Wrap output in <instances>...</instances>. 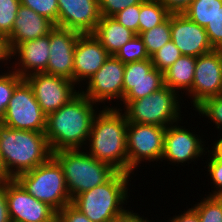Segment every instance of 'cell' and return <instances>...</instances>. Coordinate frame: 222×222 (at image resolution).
<instances>
[{
	"label": "cell",
	"instance_id": "1",
	"mask_svg": "<svg viewBox=\"0 0 222 222\" xmlns=\"http://www.w3.org/2000/svg\"><path fill=\"white\" fill-rule=\"evenodd\" d=\"M99 105L81 91L46 119L45 135L52 153L84 149Z\"/></svg>",
	"mask_w": 222,
	"mask_h": 222
},
{
	"label": "cell",
	"instance_id": "2",
	"mask_svg": "<svg viewBox=\"0 0 222 222\" xmlns=\"http://www.w3.org/2000/svg\"><path fill=\"white\" fill-rule=\"evenodd\" d=\"M127 126V118L121 109L101 108L100 105L84 150L98 161L108 163L117 171L129 174Z\"/></svg>",
	"mask_w": 222,
	"mask_h": 222
},
{
	"label": "cell",
	"instance_id": "3",
	"mask_svg": "<svg viewBox=\"0 0 222 222\" xmlns=\"http://www.w3.org/2000/svg\"><path fill=\"white\" fill-rule=\"evenodd\" d=\"M52 154L45 132L16 130L0 123V165L8 179L47 162Z\"/></svg>",
	"mask_w": 222,
	"mask_h": 222
},
{
	"label": "cell",
	"instance_id": "4",
	"mask_svg": "<svg viewBox=\"0 0 222 222\" xmlns=\"http://www.w3.org/2000/svg\"><path fill=\"white\" fill-rule=\"evenodd\" d=\"M131 175L117 171L107 182L75 196L71 204L91 222H116L131 210L126 206L132 195Z\"/></svg>",
	"mask_w": 222,
	"mask_h": 222
},
{
	"label": "cell",
	"instance_id": "5",
	"mask_svg": "<svg viewBox=\"0 0 222 222\" xmlns=\"http://www.w3.org/2000/svg\"><path fill=\"white\" fill-rule=\"evenodd\" d=\"M52 157L60 164L71 200L107 182L116 172L108 163L98 161L84 149L60 150Z\"/></svg>",
	"mask_w": 222,
	"mask_h": 222
},
{
	"label": "cell",
	"instance_id": "6",
	"mask_svg": "<svg viewBox=\"0 0 222 222\" xmlns=\"http://www.w3.org/2000/svg\"><path fill=\"white\" fill-rule=\"evenodd\" d=\"M180 96L164 85L150 95L131 100L122 111L127 122L168 127L183 119L181 108L186 102Z\"/></svg>",
	"mask_w": 222,
	"mask_h": 222
},
{
	"label": "cell",
	"instance_id": "7",
	"mask_svg": "<svg viewBox=\"0 0 222 222\" xmlns=\"http://www.w3.org/2000/svg\"><path fill=\"white\" fill-rule=\"evenodd\" d=\"M16 180L30 195L47 203L57 213L72 201L62 168L53 157L20 174Z\"/></svg>",
	"mask_w": 222,
	"mask_h": 222
},
{
	"label": "cell",
	"instance_id": "8",
	"mask_svg": "<svg viewBox=\"0 0 222 222\" xmlns=\"http://www.w3.org/2000/svg\"><path fill=\"white\" fill-rule=\"evenodd\" d=\"M166 127L128 122L127 155L129 174L135 175L142 162L162 161Z\"/></svg>",
	"mask_w": 222,
	"mask_h": 222
},
{
	"label": "cell",
	"instance_id": "9",
	"mask_svg": "<svg viewBox=\"0 0 222 222\" xmlns=\"http://www.w3.org/2000/svg\"><path fill=\"white\" fill-rule=\"evenodd\" d=\"M47 116L38 104L32 88L23 79L16 87L1 124L16 130L45 132Z\"/></svg>",
	"mask_w": 222,
	"mask_h": 222
},
{
	"label": "cell",
	"instance_id": "10",
	"mask_svg": "<svg viewBox=\"0 0 222 222\" xmlns=\"http://www.w3.org/2000/svg\"><path fill=\"white\" fill-rule=\"evenodd\" d=\"M124 71L125 64L110 55L103 66L81 86L80 91L92 102L103 105L101 107H115V104H121L123 100ZM112 101L116 103L113 105Z\"/></svg>",
	"mask_w": 222,
	"mask_h": 222
},
{
	"label": "cell",
	"instance_id": "11",
	"mask_svg": "<svg viewBox=\"0 0 222 222\" xmlns=\"http://www.w3.org/2000/svg\"><path fill=\"white\" fill-rule=\"evenodd\" d=\"M183 122L184 121L182 120V122L179 121L166 127L161 162H169L168 164H172V166H175L176 164V166H179V164L185 166L187 162L189 167V163L194 162L195 165V161L200 160L199 158L204 161L203 158L205 157L208 148L206 147V140H204L194 129H189V126L188 128H186L187 126L185 125L181 126L180 124L183 125Z\"/></svg>",
	"mask_w": 222,
	"mask_h": 222
},
{
	"label": "cell",
	"instance_id": "12",
	"mask_svg": "<svg viewBox=\"0 0 222 222\" xmlns=\"http://www.w3.org/2000/svg\"><path fill=\"white\" fill-rule=\"evenodd\" d=\"M25 80L46 116L57 111L80 92L73 81L45 72L32 74Z\"/></svg>",
	"mask_w": 222,
	"mask_h": 222
},
{
	"label": "cell",
	"instance_id": "13",
	"mask_svg": "<svg viewBox=\"0 0 222 222\" xmlns=\"http://www.w3.org/2000/svg\"><path fill=\"white\" fill-rule=\"evenodd\" d=\"M186 95L193 110L204 100L222 95V58L219 50L196 57L193 84Z\"/></svg>",
	"mask_w": 222,
	"mask_h": 222
},
{
	"label": "cell",
	"instance_id": "14",
	"mask_svg": "<svg viewBox=\"0 0 222 222\" xmlns=\"http://www.w3.org/2000/svg\"><path fill=\"white\" fill-rule=\"evenodd\" d=\"M6 199L12 222H57V212L30 195L16 179L6 180Z\"/></svg>",
	"mask_w": 222,
	"mask_h": 222
},
{
	"label": "cell",
	"instance_id": "15",
	"mask_svg": "<svg viewBox=\"0 0 222 222\" xmlns=\"http://www.w3.org/2000/svg\"><path fill=\"white\" fill-rule=\"evenodd\" d=\"M163 86V72L154 67L151 58L126 63L123 80V100L121 104L115 107H119L118 109L122 110L131 100L150 95Z\"/></svg>",
	"mask_w": 222,
	"mask_h": 222
},
{
	"label": "cell",
	"instance_id": "16",
	"mask_svg": "<svg viewBox=\"0 0 222 222\" xmlns=\"http://www.w3.org/2000/svg\"><path fill=\"white\" fill-rule=\"evenodd\" d=\"M110 54L93 33L80 34L75 46L73 82L78 88L105 63ZM82 83V84H81Z\"/></svg>",
	"mask_w": 222,
	"mask_h": 222
},
{
	"label": "cell",
	"instance_id": "17",
	"mask_svg": "<svg viewBox=\"0 0 222 222\" xmlns=\"http://www.w3.org/2000/svg\"><path fill=\"white\" fill-rule=\"evenodd\" d=\"M80 34L58 26L51 30L46 73L73 81L74 52Z\"/></svg>",
	"mask_w": 222,
	"mask_h": 222
},
{
	"label": "cell",
	"instance_id": "18",
	"mask_svg": "<svg viewBox=\"0 0 222 222\" xmlns=\"http://www.w3.org/2000/svg\"><path fill=\"white\" fill-rule=\"evenodd\" d=\"M171 40L182 55L198 57L215 50L204 27L184 13L171 14Z\"/></svg>",
	"mask_w": 222,
	"mask_h": 222
},
{
	"label": "cell",
	"instance_id": "19",
	"mask_svg": "<svg viewBox=\"0 0 222 222\" xmlns=\"http://www.w3.org/2000/svg\"><path fill=\"white\" fill-rule=\"evenodd\" d=\"M49 46L50 33L18 44L10 52V60L12 61L10 69L18 73L23 79L32 74L46 73L50 52Z\"/></svg>",
	"mask_w": 222,
	"mask_h": 222
},
{
	"label": "cell",
	"instance_id": "20",
	"mask_svg": "<svg viewBox=\"0 0 222 222\" xmlns=\"http://www.w3.org/2000/svg\"><path fill=\"white\" fill-rule=\"evenodd\" d=\"M100 18L99 0H58V27L93 33Z\"/></svg>",
	"mask_w": 222,
	"mask_h": 222
},
{
	"label": "cell",
	"instance_id": "21",
	"mask_svg": "<svg viewBox=\"0 0 222 222\" xmlns=\"http://www.w3.org/2000/svg\"><path fill=\"white\" fill-rule=\"evenodd\" d=\"M54 27L55 24L52 21L21 5L17 11L12 32L7 37L10 52L18 44L49 34Z\"/></svg>",
	"mask_w": 222,
	"mask_h": 222
},
{
	"label": "cell",
	"instance_id": "22",
	"mask_svg": "<svg viewBox=\"0 0 222 222\" xmlns=\"http://www.w3.org/2000/svg\"><path fill=\"white\" fill-rule=\"evenodd\" d=\"M93 35L110 55H115L124 44L137 34L118 23L113 17L101 16Z\"/></svg>",
	"mask_w": 222,
	"mask_h": 222
},
{
	"label": "cell",
	"instance_id": "23",
	"mask_svg": "<svg viewBox=\"0 0 222 222\" xmlns=\"http://www.w3.org/2000/svg\"><path fill=\"white\" fill-rule=\"evenodd\" d=\"M195 65L196 57L182 55L172 66L163 72L164 85L174 90L179 95L181 94L183 98L184 92L186 95L191 90Z\"/></svg>",
	"mask_w": 222,
	"mask_h": 222
},
{
	"label": "cell",
	"instance_id": "24",
	"mask_svg": "<svg viewBox=\"0 0 222 222\" xmlns=\"http://www.w3.org/2000/svg\"><path fill=\"white\" fill-rule=\"evenodd\" d=\"M171 13L158 0L140 3L139 34L164 22Z\"/></svg>",
	"mask_w": 222,
	"mask_h": 222
},
{
	"label": "cell",
	"instance_id": "25",
	"mask_svg": "<svg viewBox=\"0 0 222 222\" xmlns=\"http://www.w3.org/2000/svg\"><path fill=\"white\" fill-rule=\"evenodd\" d=\"M147 53L151 57L157 50L171 40V15L162 23L139 34Z\"/></svg>",
	"mask_w": 222,
	"mask_h": 222
},
{
	"label": "cell",
	"instance_id": "26",
	"mask_svg": "<svg viewBox=\"0 0 222 222\" xmlns=\"http://www.w3.org/2000/svg\"><path fill=\"white\" fill-rule=\"evenodd\" d=\"M221 6L222 0H193L184 14L205 28Z\"/></svg>",
	"mask_w": 222,
	"mask_h": 222
},
{
	"label": "cell",
	"instance_id": "27",
	"mask_svg": "<svg viewBox=\"0 0 222 222\" xmlns=\"http://www.w3.org/2000/svg\"><path fill=\"white\" fill-rule=\"evenodd\" d=\"M199 201L191 206L199 222H222V196L206 195Z\"/></svg>",
	"mask_w": 222,
	"mask_h": 222
},
{
	"label": "cell",
	"instance_id": "28",
	"mask_svg": "<svg viewBox=\"0 0 222 222\" xmlns=\"http://www.w3.org/2000/svg\"><path fill=\"white\" fill-rule=\"evenodd\" d=\"M114 56L124 64L150 59L146 46L139 35H135L124 44Z\"/></svg>",
	"mask_w": 222,
	"mask_h": 222
},
{
	"label": "cell",
	"instance_id": "29",
	"mask_svg": "<svg viewBox=\"0 0 222 222\" xmlns=\"http://www.w3.org/2000/svg\"><path fill=\"white\" fill-rule=\"evenodd\" d=\"M194 111L197 112L200 117L206 118L208 123L211 124L212 122V126L215 124L214 128L219 132L222 131V95L204 100Z\"/></svg>",
	"mask_w": 222,
	"mask_h": 222
},
{
	"label": "cell",
	"instance_id": "30",
	"mask_svg": "<svg viewBox=\"0 0 222 222\" xmlns=\"http://www.w3.org/2000/svg\"><path fill=\"white\" fill-rule=\"evenodd\" d=\"M23 78L15 71L8 69L0 76V122L3 119L8 103L13 95L15 87Z\"/></svg>",
	"mask_w": 222,
	"mask_h": 222
},
{
	"label": "cell",
	"instance_id": "31",
	"mask_svg": "<svg viewBox=\"0 0 222 222\" xmlns=\"http://www.w3.org/2000/svg\"><path fill=\"white\" fill-rule=\"evenodd\" d=\"M181 56L182 54L179 48L172 40H170L163 47L157 50L150 58L154 67L159 71L164 72Z\"/></svg>",
	"mask_w": 222,
	"mask_h": 222
},
{
	"label": "cell",
	"instance_id": "32",
	"mask_svg": "<svg viewBox=\"0 0 222 222\" xmlns=\"http://www.w3.org/2000/svg\"><path fill=\"white\" fill-rule=\"evenodd\" d=\"M20 0H0V34L6 38L11 34Z\"/></svg>",
	"mask_w": 222,
	"mask_h": 222
},
{
	"label": "cell",
	"instance_id": "33",
	"mask_svg": "<svg viewBox=\"0 0 222 222\" xmlns=\"http://www.w3.org/2000/svg\"><path fill=\"white\" fill-rule=\"evenodd\" d=\"M21 5L32 9L58 26V0H20Z\"/></svg>",
	"mask_w": 222,
	"mask_h": 222
},
{
	"label": "cell",
	"instance_id": "34",
	"mask_svg": "<svg viewBox=\"0 0 222 222\" xmlns=\"http://www.w3.org/2000/svg\"><path fill=\"white\" fill-rule=\"evenodd\" d=\"M208 153V154H207ZM205 155H208L207 161H205L204 164L205 171H207L208 176H210L211 184H213L214 187H211L214 190H211V192H208L210 194H207L209 196H222V160L213 157L208 151Z\"/></svg>",
	"mask_w": 222,
	"mask_h": 222
},
{
	"label": "cell",
	"instance_id": "35",
	"mask_svg": "<svg viewBox=\"0 0 222 222\" xmlns=\"http://www.w3.org/2000/svg\"><path fill=\"white\" fill-rule=\"evenodd\" d=\"M139 14L140 4H136L119 11L113 18L124 27L139 35Z\"/></svg>",
	"mask_w": 222,
	"mask_h": 222
},
{
	"label": "cell",
	"instance_id": "36",
	"mask_svg": "<svg viewBox=\"0 0 222 222\" xmlns=\"http://www.w3.org/2000/svg\"><path fill=\"white\" fill-rule=\"evenodd\" d=\"M209 41L215 50L222 48V6L205 27Z\"/></svg>",
	"mask_w": 222,
	"mask_h": 222
},
{
	"label": "cell",
	"instance_id": "37",
	"mask_svg": "<svg viewBox=\"0 0 222 222\" xmlns=\"http://www.w3.org/2000/svg\"><path fill=\"white\" fill-rule=\"evenodd\" d=\"M144 0H99L101 16L113 17L128 6L142 3Z\"/></svg>",
	"mask_w": 222,
	"mask_h": 222
},
{
	"label": "cell",
	"instance_id": "38",
	"mask_svg": "<svg viewBox=\"0 0 222 222\" xmlns=\"http://www.w3.org/2000/svg\"><path fill=\"white\" fill-rule=\"evenodd\" d=\"M57 222H91L82 212L71 203L57 213Z\"/></svg>",
	"mask_w": 222,
	"mask_h": 222
},
{
	"label": "cell",
	"instance_id": "39",
	"mask_svg": "<svg viewBox=\"0 0 222 222\" xmlns=\"http://www.w3.org/2000/svg\"><path fill=\"white\" fill-rule=\"evenodd\" d=\"M171 14H182L193 0H158Z\"/></svg>",
	"mask_w": 222,
	"mask_h": 222
},
{
	"label": "cell",
	"instance_id": "40",
	"mask_svg": "<svg viewBox=\"0 0 222 222\" xmlns=\"http://www.w3.org/2000/svg\"><path fill=\"white\" fill-rule=\"evenodd\" d=\"M0 222H12L6 199V181L0 185Z\"/></svg>",
	"mask_w": 222,
	"mask_h": 222
},
{
	"label": "cell",
	"instance_id": "41",
	"mask_svg": "<svg viewBox=\"0 0 222 222\" xmlns=\"http://www.w3.org/2000/svg\"><path fill=\"white\" fill-rule=\"evenodd\" d=\"M180 214L175 213V215L169 217V222H199V217L197 213L192 208H187L185 211H180ZM168 222V221H167Z\"/></svg>",
	"mask_w": 222,
	"mask_h": 222
},
{
	"label": "cell",
	"instance_id": "42",
	"mask_svg": "<svg viewBox=\"0 0 222 222\" xmlns=\"http://www.w3.org/2000/svg\"><path fill=\"white\" fill-rule=\"evenodd\" d=\"M116 222H152L144 215H140L133 210H130L124 217L118 219ZM154 222V221H153Z\"/></svg>",
	"mask_w": 222,
	"mask_h": 222
},
{
	"label": "cell",
	"instance_id": "43",
	"mask_svg": "<svg viewBox=\"0 0 222 222\" xmlns=\"http://www.w3.org/2000/svg\"><path fill=\"white\" fill-rule=\"evenodd\" d=\"M219 135H217V140L214 139L213 142L214 143H211L210 145H212V147H210V150L209 148H207V151L213 156V157H216L220 160H222V134L221 133H218ZM221 134V136H220ZM220 137V138H219Z\"/></svg>",
	"mask_w": 222,
	"mask_h": 222
},
{
	"label": "cell",
	"instance_id": "44",
	"mask_svg": "<svg viewBox=\"0 0 222 222\" xmlns=\"http://www.w3.org/2000/svg\"><path fill=\"white\" fill-rule=\"evenodd\" d=\"M7 38L0 34V62H11Z\"/></svg>",
	"mask_w": 222,
	"mask_h": 222
},
{
	"label": "cell",
	"instance_id": "45",
	"mask_svg": "<svg viewBox=\"0 0 222 222\" xmlns=\"http://www.w3.org/2000/svg\"><path fill=\"white\" fill-rule=\"evenodd\" d=\"M8 178L6 177L5 173L2 170L0 165V185H2Z\"/></svg>",
	"mask_w": 222,
	"mask_h": 222
},
{
	"label": "cell",
	"instance_id": "46",
	"mask_svg": "<svg viewBox=\"0 0 222 222\" xmlns=\"http://www.w3.org/2000/svg\"><path fill=\"white\" fill-rule=\"evenodd\" d=\"M8 63H9V64H8ZM0 64H2V65L4 66V68H8V69L10 68V66H9V65H10V62H0ZM2 65H0V67H1ZM7 65H8L9 67H8ZM5 66H6V67H5ZM0 69H2V67H1ZM2 74H3V72L1 71V72H0V76H1Z\"/></svg>",
	"mask_w": 222,
	"mask_h": 222
},
{
	"label": "cell",
	"instance_id": "47",
	"mask_svg": "<svg viewBox=\"0 0 222 222\" xmlns=\"http://www.w3.org/2000/svg\"><path fill=\"white\" fill-rule=\"evenodd\" d=\"M220 52H221V58H222V48L221 49H218Z\"/></svg>",
	"mask_w": 222,
	"mask_h": 222
}]
</instances>
